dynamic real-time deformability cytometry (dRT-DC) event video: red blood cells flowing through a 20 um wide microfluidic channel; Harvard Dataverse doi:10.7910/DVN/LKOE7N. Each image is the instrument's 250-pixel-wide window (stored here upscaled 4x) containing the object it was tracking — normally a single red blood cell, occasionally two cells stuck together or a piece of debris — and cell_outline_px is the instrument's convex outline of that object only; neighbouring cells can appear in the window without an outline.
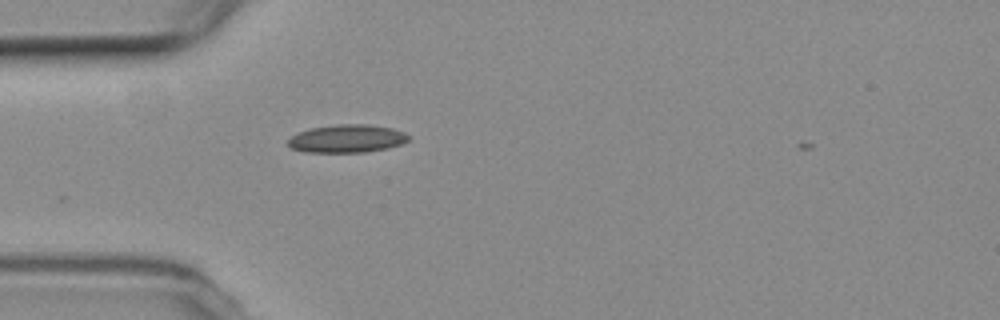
{"species": "common noctule bat (a hibernating species)", "species_latin": "Nyctalus noctula", "temperature_condition": "room temperature", "stored_images_in_passage": 1, "camera_frame_rate_fps": 3000, "um_per_image_px": 0.085, "animal": {"sex": "female", "body_mass_g": 19.3, "forearm_length_mm": 54.1}, "frame": {"image": 1, "passage_image": 1, "time_ms": 0.0, "image_size_px": [1000, 320], "cell_outline_px": [[408, 140], [400, 144], [388, 148], [364, 152], [304, 152], [292, 148], [288, 144], [288, 140], [292, 136], [308, 128], [336, 124], [368, 124], [392, 128], [404, 132], [408, 136]], "centroid_in_image_um": [29.48, 11.77], "position_along_channel_um": 55.5, "area_um2": 19.59}}